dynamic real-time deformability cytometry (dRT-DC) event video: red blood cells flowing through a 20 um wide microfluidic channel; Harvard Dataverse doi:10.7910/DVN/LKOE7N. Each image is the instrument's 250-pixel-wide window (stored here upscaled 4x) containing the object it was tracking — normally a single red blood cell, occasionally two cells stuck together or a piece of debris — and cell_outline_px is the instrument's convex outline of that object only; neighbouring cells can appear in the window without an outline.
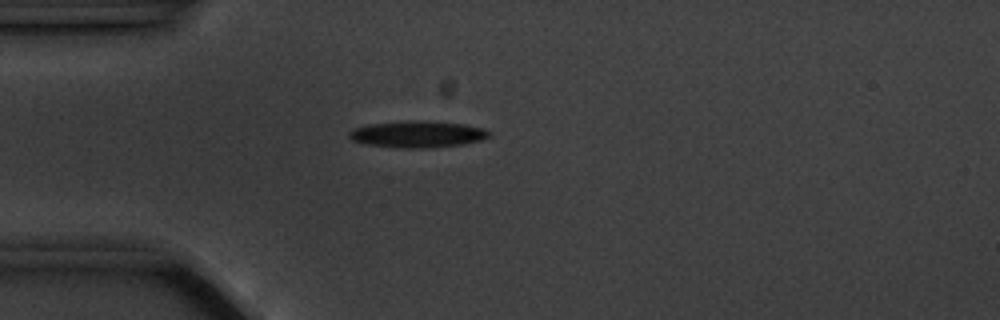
{"species": "common noctule bat (a hibernating species)", "species_latin": "Nyctalus noctula", "temperature_condition": "cold", "stored_images_in_passage": 2, "camera_frame_rate_fps": 3000, "um_per_image_px": 0.085, "animal": {"sex": "male", "body_mass_g": 20.1, "forearm_length_mm": 53.5}, "frame": {"image": 1, "passage_image": 1, "time_ms": 0.0, "image_size_px": [1000, 320], "cell_outline_px": [[492, 136], [480, 140], [460, 144], [428, 148], [400, 148], [364, 144], [352, 140], [348, 136], [348, 132], [352, 128], [368, 124], [408, 120], [464, 124], [484, 128], [492, 132]], "centroid_in_image_um": [35.46, 11.41], "position_along_channel_um": 49.5, "area_um2": 21.79}}